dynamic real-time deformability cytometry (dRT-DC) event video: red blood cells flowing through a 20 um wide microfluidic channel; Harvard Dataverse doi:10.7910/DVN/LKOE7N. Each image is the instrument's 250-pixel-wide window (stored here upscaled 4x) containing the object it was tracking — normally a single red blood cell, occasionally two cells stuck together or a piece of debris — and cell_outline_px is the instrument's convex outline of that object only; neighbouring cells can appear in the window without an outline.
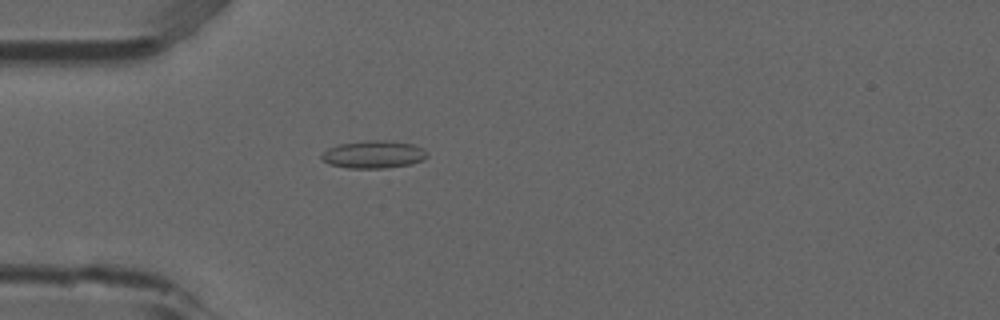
{"species": "common noctule bat (a hibernating species)", "species_latin": "Nyctalus noctula", "temperature_condition": "room temperature", "stored_images_in_passage": 3, "camera_frame_rate_fps": 3000, "um_per_image_px": 0.085, "animal": {"sex": "male", "forearm_length_mm": 52.5}, "frame": {"image": 1, "passage_image": 3, "time_ms": 0.667, "image_size_px": [1000, 320], "cell_outline_px": [[428, 156], [424, 160], [412, 164], [384, 168], [348, 168], [328, 164], [320, 156], [328, 148], [340, 144], [364, 140], [384, 140], [412, 144], [424, 148], [428, 152]], "centroid_in_image_um": [31.79, 13.13], "position_along_channel_um": 53.2, "area_um2": 17.11}}